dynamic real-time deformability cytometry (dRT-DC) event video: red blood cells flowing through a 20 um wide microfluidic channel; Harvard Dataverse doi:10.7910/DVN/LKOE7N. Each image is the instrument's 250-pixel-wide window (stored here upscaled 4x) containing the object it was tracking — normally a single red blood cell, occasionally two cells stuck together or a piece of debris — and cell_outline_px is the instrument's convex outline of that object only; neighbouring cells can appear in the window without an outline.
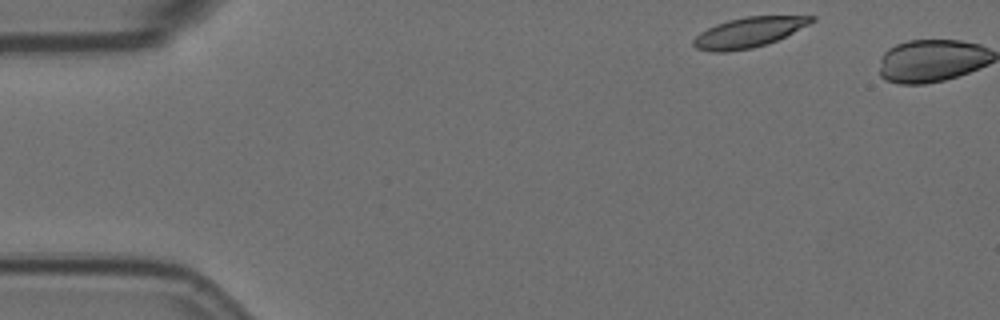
{"species": "Egyptian fruit bat (a non-hibernating species)", "species_latin": "Rousettus aegyptiacus", "temperature_condition": "room temperature", "stored_images_in_passage": 2, "camera_frame_rate_fps": 3000, "um_per_image_px": 0.085, "animal": {"sex": "female"}, "frame": {"image": 1, "passage_image": 1, "time_ms": 0.0, "image_size_px": [1000, 320], "cell_outline_px": [[816, 20], [776, 40], [752, 48], [728, 52], [712, 52], [696, 48], [692, 44], [692, 40], [700, 32], [716, 24], [728, 20], [744, 16], [816, 16]], "centroid_in_image_um": [63.58, 2.75], "position_along_channel_um": 21.4, "area_um2": 20.46}}